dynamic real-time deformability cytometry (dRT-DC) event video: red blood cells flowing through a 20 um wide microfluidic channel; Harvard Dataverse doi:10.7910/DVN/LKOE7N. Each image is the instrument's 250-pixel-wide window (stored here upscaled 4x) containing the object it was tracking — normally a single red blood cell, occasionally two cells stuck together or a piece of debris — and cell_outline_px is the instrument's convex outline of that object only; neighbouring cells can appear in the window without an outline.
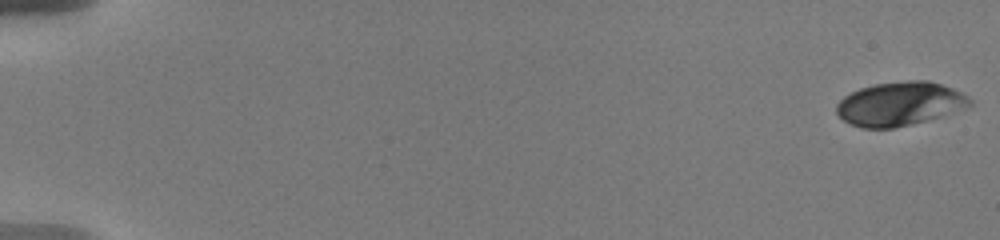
{"species": "human", "species_latin": "Homo sapiens", "temperature_condition": "warm", "stored_images_in_passage": 27, "camera_frame_rate_fps": 3000, "um_per_image_px": 0.085, "donor": {"sex": "male"}, "frame": {"image": 1, "passage_image": 1, "time_ms": 0.0, "image_size_px": [1000, 240], "cell_outline_px": [[972, 108], [892, 128], [860, 128], [844, 120], [836, 112], [836, 104], [844, 96], [860, 88], [876, 84], [912, 80], [928, 80], [952, 88], [968, 96], [972, 100]], "centroid_in_image_um": [76.52, 8.82], "position_along_channel_um": 8.5, "area_um2": 33.87}}
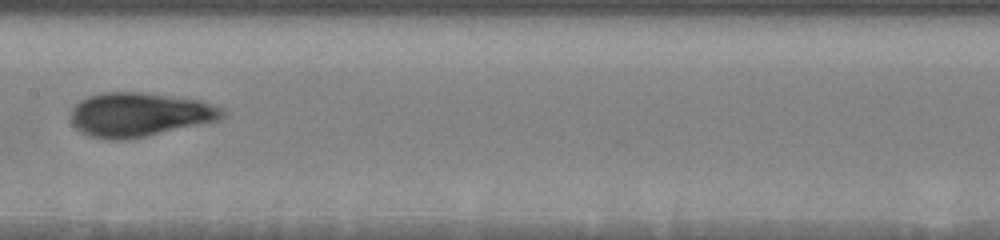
{"frame": {"image": 2, "passage_image": 11, "time_ms": 10.0, "image_size_px": [1000, 240], "cell_outline_px": [[224, 116], [216, 120], [128, 140], [104, 140], [88, 136], [80, 132], [72, 124], [68, 116], [72, 108], [80, 100], [88, 96], [104, 92], [144, 92], [200, 100], [224, 108]], "centroid_in_image_um": [11.76, 9.74], "position_along_channel_um": 195.6, "area_um2": 39.07}}
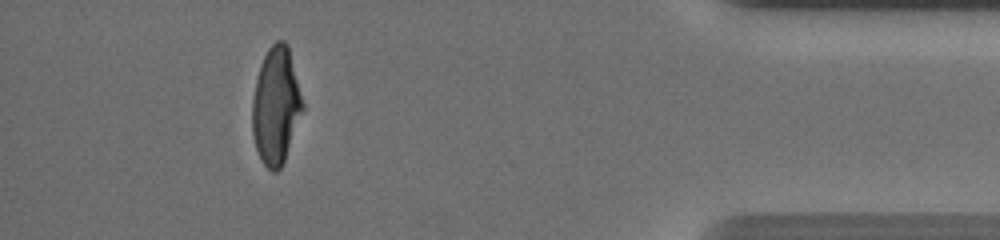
{"frame": {"image": 3, "passage_image": 24, "time_ms": 17.0, "image_size_px": [1000, 240], "cell_outline_px": [[304, 108], [284, 160], [280, 168], [276, 172], [272, 172], [260, 160], [256, 148], [252, 132], [252, 100], [256, 80], [264, 56], [268, 48], [276, 40], [284, 40], [288, 44], [304, 104]], "centroid_in_image_um": [23.45, 8.98], "position_along_channel_um": 411.7, "area_um2": 34.22}, "authors_computed_cell_mechanics": {"area_um2": 35.6048, "velocity_mm_per_s": 3.6899, "shape_relaxation_time_tau1_ms": 5.8921, "shape_relaxation_time_tau2_ms": 0.7246, "deformation_change_tau1": 0.1802, "deformation_change_tau2": 0.0391}}